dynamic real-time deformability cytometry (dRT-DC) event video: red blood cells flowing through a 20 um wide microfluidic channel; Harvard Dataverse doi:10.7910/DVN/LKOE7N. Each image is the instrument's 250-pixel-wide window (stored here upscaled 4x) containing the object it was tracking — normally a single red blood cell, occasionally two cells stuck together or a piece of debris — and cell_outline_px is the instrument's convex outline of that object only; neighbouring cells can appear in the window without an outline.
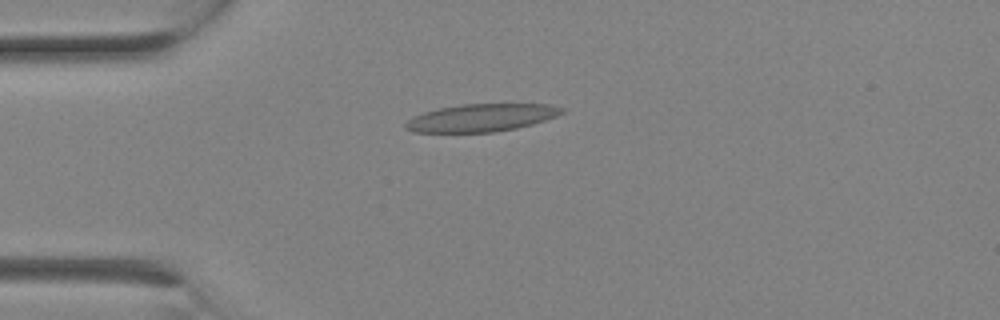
{"species": "Egyptian fruit bat (a non-hibernating species)", "species_latin": "Rousettus aegyptiacus", "temperature_condition": "room temperature", "stored_images_in_passage": 2, "camera_frame_rate_fps": 3000, "um_per_image_px": 0.085, "animal": {"sex": "female"}, "frame": {"image": 1, "passage_image": 2, "time_ms": 0.333, "image_size_px": [1000, 320], "cell_outline_px": [[564, 112], [556, 116], [532, 124], [516, 128], [492, 132], [412, 132], [404, 128], [404, 124], [412, 116], [424, 112], [440, 108], [460, 104], [552, 104], [564, 108]], "centroid_in_image_um": [40.9, 10.0], "position_along_channel_um": 44.1, "area_um2": 25.14}}